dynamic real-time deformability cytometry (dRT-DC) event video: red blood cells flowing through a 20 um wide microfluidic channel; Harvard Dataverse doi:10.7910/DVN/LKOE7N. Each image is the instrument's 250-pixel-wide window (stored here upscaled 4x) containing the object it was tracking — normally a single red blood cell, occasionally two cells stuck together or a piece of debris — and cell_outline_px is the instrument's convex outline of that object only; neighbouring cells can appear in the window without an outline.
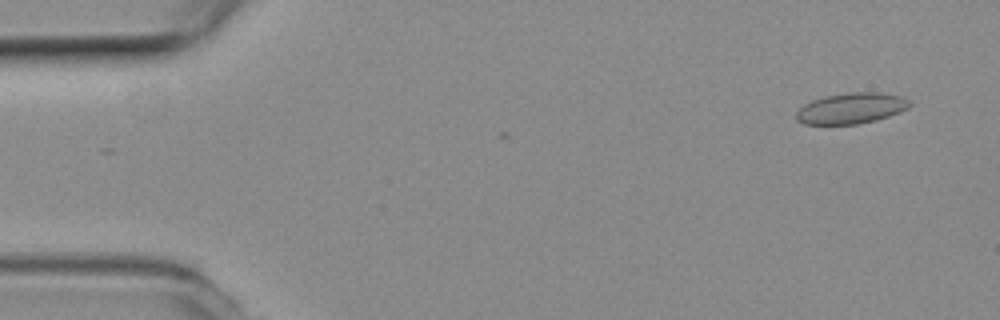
{"species": "common noctule bat (a hibernating species)", "species_latin": "Nyctalus noctula", "temperature_condition": "room temperature", "stored_images_in_passage": 52, "camera_frame_rate_fps": 3000, "um_per_image_px": 0.085, "animal": {"sex": "female", "body_mass_g": 19.3, "forearm_length_mm": 54.1}, "frame": {"image": 1, "passage_image": 1, "time_ms": 0.0, "image_size_px": [1000, 320], "cell_outline_px": [[912, 104], [908, 108], [900, 112], [876, 120], [856, 124], [804, 124], [796, 120], [796, 112], [804, 104], [812, 100], [824, 96], [848, 92], [876, 92], [896, 96], [908, 100]], "centroid_in_image_um": [72.31, 9.21], "position_along_channel_um": 12.7, "area_um2": 20.23}}
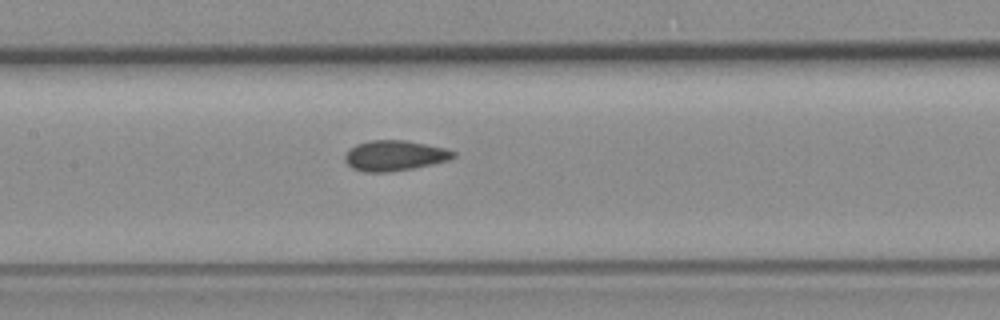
{"frame": {"image": 2, "passage_image": 23, "time_ms": 7.333, "image_size_px": [1000, 320], "cell_outline_px": [[456, 156], [448, 160], [432, 164], [412, 168], [388, 172], [364, 172], [352, 168], [344, 160], [344, 156], [356, 144], [372, 140], [404, 140], [444, 148], [456, 152]], "centroid_in_image_um": [33.53, 13.23], "position_along_channel_um": 173.9, "area_um2": 18.96}}
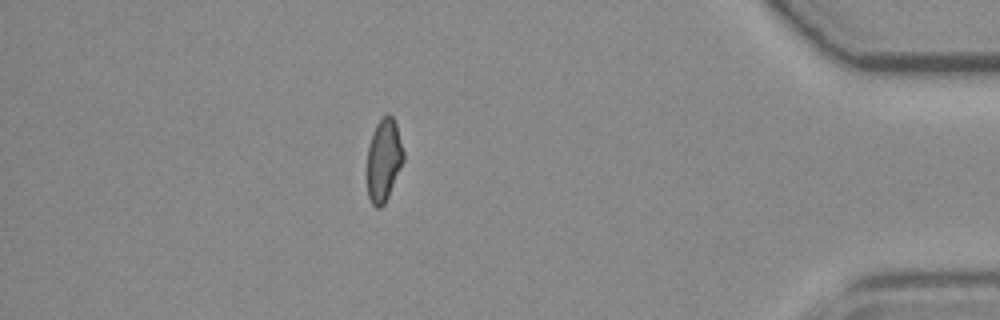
{"frame": {"image": 3, "passage_image": 45, "time_ms": 14.667, "image_size_px": [1000, 320], "cell_outline_px": [[404, 160], [388, 196], [384, 204], [380, 208], [376, 208], [372, 204], [368, 196], [368, 144], [376, 124], [388, 112], [392, 116], [396, 124], [404, 152]], "centroid_in_image_um": [32.62, 13.59], "position_along_channel_um": 402.6, "area_um2": 17.34}, "authors_computed_cell_mechanics": {"area_um2": 18.785, "velocity_mm_per_s": 3.7852, "shape_relaxation_time_tau1_ms": null, "shape_relaxation_time_tau2_ms": 1.904, "deformation_change_tau1": null, "deformation_change_tau2": 0.0689}}